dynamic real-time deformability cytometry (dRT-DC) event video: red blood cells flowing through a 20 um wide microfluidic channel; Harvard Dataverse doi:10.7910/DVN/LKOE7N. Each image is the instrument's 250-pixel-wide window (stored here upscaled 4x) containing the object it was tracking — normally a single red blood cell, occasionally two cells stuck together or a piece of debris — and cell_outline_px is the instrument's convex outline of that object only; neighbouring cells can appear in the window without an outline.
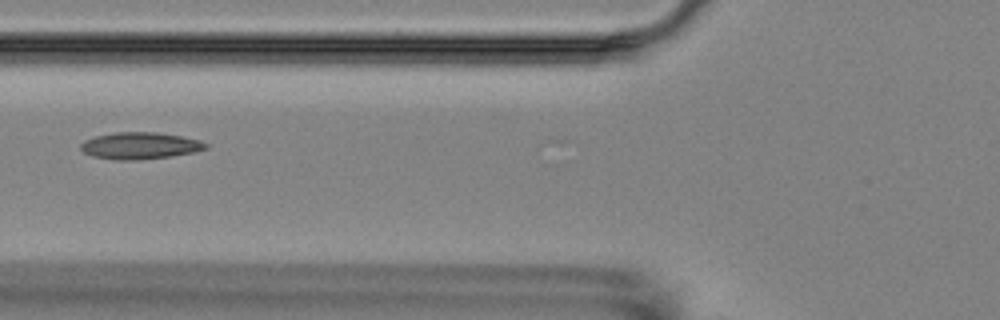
{"species": "Egyptian fruit bat (a non-hibernating species)", "species_latin": "Rousettus aegyptiacus", "temperature_condition": "room temperature", "stored_images_in_passage": 8, "camera_frame_rate_fps": 3000, "um_per_image_px": 0.085, "animal": {"sex": "female"}, "frame": {"image": 1, "passage_image": 6, "time_ms": 6.667, "image_size_px": [1000, 320], "cell_outline_px": [[208, 148], [196, 152], [172, 156], [136, 160], [116, 160], [92, 156], [84, 152], [80, 148], [80, 144], [84, 140], [96, 136], [116, 132], [156, 132], [180, 136], [200, 140], [208, 144]], "centroid_in_image_um": [11.91, 12.39], "position_along_channel_um": 113.9, "area_um2": 19.59}}
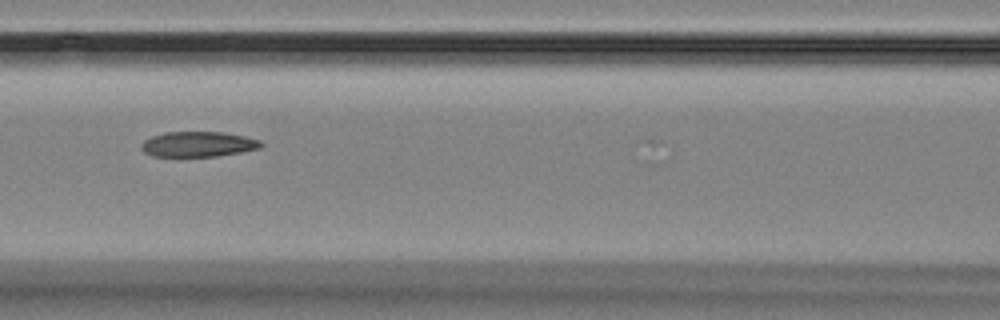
{"frame": {"image": 2, "passage_image": 7, "time_ms": 7.667, "image_size_px": [1000, 320], "cell_outline_px": [[264, 144], [260, 148], [240, 152], [216, 156], [152, 156], [144, 152], [140, 148], [140, 144], [144, 140], [152, 136], [164, 132], [224, 132], [244, 136], [260, 140]], "centroid_in_image_um": [16.82, 12.25], "position_along_channel_um": 149.8, "area_um2": 17.63}}
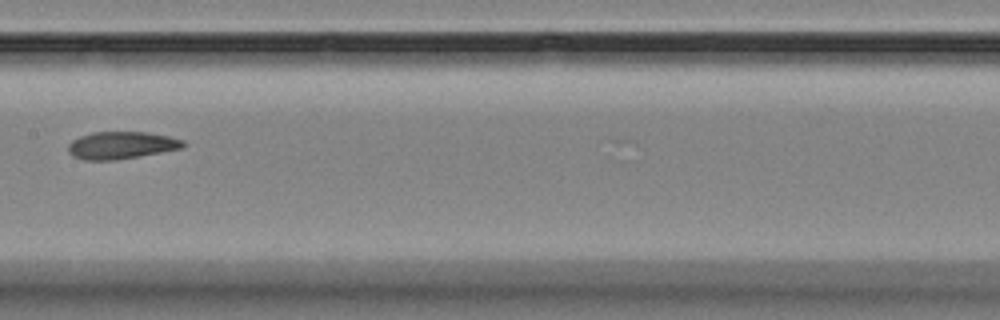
{"frame": {"image": 3, "passage_image": 8, "time_ms": 9.0, "image_size_px": [1000, 320], "cell_outline_px": [[188, 144], [184, 148], [116, 160], [84, 160], [72, 156], [68, 152], [68, 144], [72, 140], [80, 136], [92, 132], [148, 132], [168, 136], [184, 140]], "centroid_in_image_um": [10.33, 12.35], "position_along_channel_um": 197.1, "area_um2": 18.5}}